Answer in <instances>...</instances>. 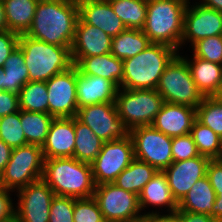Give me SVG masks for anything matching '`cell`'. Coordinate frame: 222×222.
Segmentation results:
<instances>
[{
	"mask_svg": "<svg viewBox=\"0 0 222 222\" xmlns=\"http://www.w3.org/2000/svg\"><path fill=\"white\" fill-rule=\"evenodd\" d=\"M171 152L173 162L192 159L200 155L190 133L182 136L172 137Z\"/></svg>",
	"mask_w": 222,
	"mask_h": 222,
	"instance_id": "ab89813d",
	"label": "cell"
},
{
	"mask_svg": "<svg viewBox=\"0 0 222 222\" xmlns=\"http://www.w3.org/2000/svg\"><path fill=\"white\" fill-rule=\"evenodd\" d=\"M20 110L48 114V90L44 81H28L19 92Z\"/></svg>",
	"mask_w": 222,
	"mask_h": 222,
	"instance_id": "d6a6232c",
	"label": "cell"
},
{
	"mask_svg": "<svg viewBox=\"0 0 222 222\" xmlns=\"http://www.w3.org/2000/svg\"><path fill=\"white\" fill-rule=\"evenodd\" d=\"M134 144V157L164 171L173 163L172 137L158 131L152 125L138 126L129 134Z\"/></svg>",
	"mask_w": 222,
	"mask_h": 222,
	"instance_id": "30bf717a",
	"label": "cell"
},
{
	"mask_svg": "<svg viewBox=\"0 0 222 222\" xmlns=\"http://www.w3.org/2000/svg\"><path fill=\"white\" fill-rule=\"evenodd\" d=\"M8 30L26 34L31 27L39 0H2Z\"/></svg>",
	"mask_w": 222,
	"mask_h": 222,
	"instance_id": "484cf974",
	"label": "cell"
},
{
	"mask_svg": "<svg viewBox=\"0 0 222 222\" xmlns=\"http://www.w3.org/2000/svg\"><path fill=\"white\" fill-rule=\"evenodd\" d=\"M53 120L54 117L47 113L20 110V122L27 144H35L42 147Z\"/></svg>",
	"mask_w": 222,
	"mask_h": 222,
	"instance_id": "f546056e",
	"label": "cell"
},
{
	"mask_svg": "<svg viewBox=\"0 0 222 222\" xmlns=\"http://www.w3.org/2000/svg\"><path fill=\"white\" fill-rule=\"evenodd\" d=\"M179 52L165 44L152 43L138 55L123 60L124 89H156L167 65Z\"/></svg>",
	"mask_w": 222,
	"mask_h": 222,
	"instance_id": "3957f363",
	"label": "cell"
},
{
	"mask_svg": "<svg viewBox=\"0 0 222 222\" xmlns=\"http://www.w3.org/2000/svg\"><path fill=\"white\" fill-rule=\"evenodd\" d=\"M118 87L108 79L82 74L76 67L78 109L93 104L115 103Z\"/></svg>",
	"mask_w": 222,
	"mask_h": 222,
	"instance_id": "ffe728a7",
	"label": "cell"
},
{
	"mask_svg": "<svg viewBox=\"0 0 222 222\" xmlns=\"http://www.w3.org/2000/svg\"><path fill=\"white\" fill-rule=\"evenodd\" d=\"M76 118L103 142L123 139L130 134V130L118 115L116 103L83 106L78 109Z\"/></svg>",
	"mask_w": 222,
	"mask_h": 222,
	"instance_id": "7c38bea8",
	"label": "cell"
},
{
	"mask_svg": "<svg viewBox=\"0 0 222 222\" xmlns=\"http://www.w3.org/2000/svg\"><path fill=\"white\" fill-rule=\"evenodd\" d=\"M206 176L215 193H222V162L210 159L207 165Z\"/></svg>",
	"mask_w": 222,
	"mask_h": 222,
	"instance_id": "ee69618b",
	"label": "cell"
},
{
	"mask_svg": "<svg viewBox=\"0 0 222 222\" xmlns=\"http://www.w3.org/2000/svg\"><path fill=\"white\" fill-rule=\"evenodd\" d=\"M41 179L57 196L90 198L95 191L91 164L73 157L44 159Z\"/></svg>",
	"mask_w": 222,
	"mask_h": 222,
	"instance_id": "7a4b0ae2",
	"label": "cell"
},
{
	"mask_svg": "<svg viewBox=\"0 0 222 222\" xmlns=\"http://www.w3.org/2000/svg\"><path fill=\"white\" fill-rule=\"evenodd\" d=\"M43 167L41 146L27 144L13 148L10 160L0 175V185L15 192L41 180Z\"/></svg>",
	"mask_w": 222,
	"mask_h": 222,
	"instance_id": "ba28073f",
	"label": "cell"
},
{
	"mask_svg": "<svg viewBox=\"0 0 222 222\" xmlns=\"http://www.w3.org/2000/svg\"><path fill=\"white\" fill-rule=\"evenodd\" d=\"M134 159V144L130 135L123 139L104 142L98 156L91 163L95 186L113 183Z\"/></svg>",
	"mask_w": 222,
	"mask_h": 222,
	"instance_id": "8fae6325",
	"label": "cell"
},
{
	"mask_svg": "<svg viewBox=\"0 0 222 222\" xmlns=\"http://www.w3.org/2000/svg\"><path fill=\"white\" fill-rule=\"evenodd\" d=\"M196 119L222 136V102L216 97H205L196 108Z\"/></svg>",
	"mask_w": 222,
	"mask_h": 222,
	"instance_id": "e575fe53",
	"label": "cell"
},
{
	"mask_svg": "<svg viewBox=\"0 0 222 222\" xmlns=\"http://www.w3.org/2000/svg\"><path fill=\"white\" fill-rule=\"evenodd\" d=\"M151 44L143 30L126 28L112 38L110 53L118 59L126 60L138 55Z\"/></svg>",
	"mask_w": 222,
	"mask_h": 222,
	"instance_id": "4316f807",
	"label": "cell"
},
{
	"mask_svg": "<svg viewBox=\"0 0 222 222\" xmlns=\"http://www.w3.org/2000/svg\"><path fill=\"white\" fill-rule=\"evenodd\" d=\"M74 130L76 142L73 158L91 164L101 151L104 142L76 117H74Z\"/></svg>",
	"mask_w": 222,
	"mask_h": 222,
	"instance_id": "f1b7e54d",
	"label": "cell"
},
{
	"mask_svg": "<svg viewBox=\"0 0 222 222\" xmlns=\"http://www.w3.org/2000/svg\"><path fill=\"white\" fill-rule=\"evenodd\" d=\"M138 197L141 211L149 206H158L159 208H164L163 206H165L168 214H174L178 210V203L172 196L166 175L163 171L155 173Z\"/></svg>",
	"mask_w": 222,
	"mask_h": 222,
	"instance_id": "7402d4cb",
	"label": "cell"
},
{
	"mask_svg": "<svg viewBox=\"0 0 222 222\" xmlns=\"http://www.w3.org/2000/svg\"><path fill=\"white\" fill-rule=\"evenodd\" d=\"M214 97H216L220 102H222V84L220 85V88Z\"/></svg>",
	"mask_w": 222,
	"mask_h": 222,
	"instance_id": "11a10c76",
	"label": "cell"
},
{
	"mask_svg": "<svg viewBox=\"0 0 222 222\" xmlns=\"http://www.w3.org/2000/svg\"><path fill=\"white\" fill-rule=\"evenodd\" d=\"M188 2L189 0H147L146 22L142 30L151 43L165 44L179 52Z\"/></svg>",
	"mask_w": 222,
	"mask_h": 222,
	"instance_id": "277c9868",
	"label": "cell"
},
{
	"mask_svg": "<svg viewBox=\"0 0 222 222\" xmlns=\"http://www.w3.org/2000/svg\"><path fill=\"white\" fill-rule=\"evenodd\" d=\"M193 57V58H192ZM183 57L192 74V78L204 97L215 96L222 84V65L195 57Z\"/></svg>",
	"mask_w": 222,
	"mask_h": 222,
	"instance_id": "603a6c76",
	"label": "cell"
},
{
	"mask_svg": "<svg viewBox=\"0 0 222 222\" xmlns=\"http://www.w3.org/2000/svg\"><path fill=\"white\" fill-rule=\"evenodd\" d=\"M212 217L217 222H222V193H216V199L212 207Z\"/></svg>",
	"mask_w": 222,
	"mask_h": 222,
	"instance_id": "7dc6e473",
	"label": "cell"
},
{
	"mask_svg": "<svg viewBox=\"0 0 222 222\" xmlns=\"http://www.w3.org/2000/svg\"><path fill=\"white\" fill-rule=\"evenodd\" d=\"M115 103L119 117L131 130L151 125L161 110L164 99L156 89L118 88Z\"/></svg>",
	"mask_w": 222,
	"mask_h": 222,
	"instance_id": "52a82bcc",
	"label": "cell"
},
{
	"mask_svg": "<svg viewBox=\"0 0 222 222\" xmlns=\"http://www.w3.org/2000/svg\"><path fill=\"white\" fill-rule=\"evenodd\" d=\"M11 190H7L0 185V222L15 221V206L11 198Z\"/></svg>",
	"mask_w": 222,
	"mask_h": 222,
	"instance_id": "b9f144b4",
	"label": "cell"
},
{
	"mask_svg": "<svg viewBox=\"0 0 222 222\" xmlns=\"http://www.w3.org/2000/svg\"><path fill=\"white\" fill-rule=\"evenodd\" d=\"M129 222H156V215H142L136 219Z\"/></svg>",
	"mask_w": 222,
	"mask_h": 222,
	"instance_id": "816d5d0a",
	"label": "cell"
},
{
	"mask_svg": "<svg viewBox=\"0 0 222 222\" xmlns=\"http://www.w3.org/2000/svg\"><path fill=\"white\" fill-rule=\"evenodd\" d=\"M13 148L0 139V175L8 164Z\"/></svg>",
	"mask_w": 222,
	"mask_h": 222,
	"instance_id": "bcb514c9",
	"label": "cell"
},
{
	"mask_svg": "<svg viewBox=\"0 0 222 222\" xmlns=\"http://www.w3.org/2000/svg\"><path fill=\"white\" fill-rule=\"evenodd\" d=\"M196 120V108L164 102L152 126L169 137L189 134Z\"/></svg>",
	"mask_w": 222,
	"mask_h": 222,
	"instance_id": "ac0fdd59",
	"label": "cell"
},
{
	"mask_svg": "<svg viewBox=\"0 0 222 222\" xmlns=\"http://www.w3.org/2000/svg\"><path fill=\"white\" fill-rule=\"evenodd\" d=\"M181 222H217L207 214L193 213L189 211H176L174 213Z\"/></svg>",
	"mask_w": 222,
	"mask_h": 222,
	"instance_id": "f6af8a7d",
	"label": "cell"
},
{
	"mask_svg": "<svg viewBox=\"0 0 222 222\" xmlns=\"http://www.w3.org/2000/svg\"><path fill=\"white\" fill-rule=\"evenodd\" d=\"M214 159L217 160V161L222 162V136H221V139H220V145H219L218 154H217V156Z\"/></svg>",
	"mask_w": 222,
	"mask_h": 222,
	"instance_id": "db71d44e",
	"label": "cell"
},
{
	"mask_svg": "<svg viewBox=\"0 0 222 222\" xmlns=\"http://www.w3.org/2000/svg\"><path fill=\"white\" fill-rule=\"evenodd\" d=\"M156 90L164 102L197 108L205 98L196 86L190 68L179 53L167 65Z\"/></svg>",
	"mask_w": 222,
	"mask_h": 222,
	"instance_id": "8992f818",
	"label": "cell"
},
{
	"mask_svg": "<svg viewBox=\"0 0 222 222\" xmlns=\"http://www.w3.org/2000/svg\"><path fill=\"white\" fill-rule=\"evenodd\" d=\"M79 18L103 30L112 38L126 29L108 0H77Z\"/></svg>",
	"mask_w": 222,
	"mask_h": 222,
	"instance_id": "d6986e66",
	"label": "cell"
},
{
	"mask_svg": "<svg viewBox=\"0 0 222 222\" xmlns=\"http://www.w3.org/2000/svg\"><path fill=\"white\" fill-rule=\"evenodd\" d=\"M216 193L207 176L197 180L188 193L178 203L177 211L207 214L212 217V207Z\"/></svg>",
	"mask_w": 222,
	"mask_h": 222,
	"instance_id": "d4e9b609",
	"label": "cell"
},
{
	"mask_svg": "<svg viewBox=\"0 0 222 222\" xmlns=\"http://www.w3.org/2000/svg\"><path fill=\"white\" fill-rule=\"evenodd\" d=\"M191 48L195 57L222 65L221 35L200 39Z\"/></svg>",
	"mask_w": 222,
	"mask_h": 222,
	"instance_id": "8d00e7d4",
	"label": "cell"
},
{
	"mask_svg": "<svg viewBox=\"0 0 222 222\" xmlns=\"http://www.w3.org/2000/svg\"><path fill=\"white\" fill-rule=\"evenodd\" d=\"M25 65L29 70V81H48L54 75L73 66L71 47L57 46L19 35Z\"/></svg>",
	"mask_w": 222,
	"mask_h": 222,
	"instance_id": "5b68a950",
	"label": "cell"
},
{
	"mask_svg": "<svg viewBox=\"0 0 222 222\" xmlns=\"http://www.w3.org/2000/svg\"><path fill=\"white\" fill-rule=\"evenodd\" d=\"M156 222H181V220L175 214H158Z\"/></svg>",
	"mask_w": 222,
	"mask_h": 222,
	"instance_id": "681fc988",
	"label": "cell"
},
{
	"mask_svg": "<svg viewBox=\"0 0 222 222\" xmlns=\"http://www.w3.org/2000/svg\"><path fill=\"white\" fill-rule=\"evenodd\" d=\"M0 139L11 148L27 145L18 112L0 117Z\"/></svg>",
	"mask_w": 222,
	"mask_h": 222,
	"instance_id": "d590c367",
	"label": "cell"
},
{
	"mask_svg": "<svg viewBox=\"0 0 222 222\" xmlns=\"http://www.w3.org/2000/svg\"><path fill=\"white\" fill-rule=\"evenodd\" d=\"M114 13L121 19L126 28L140 29L145 26L147 0H108Z\"/></svg>",
	"mask_w": 222,
	"mask_h": 222,
	"instance_id": "1f68e13d",
	"label": "cell"
},
{
	"mask_svg": "<svg viewBox=\"0 0 222 222\" xmlns=\"http://www.w3.org/2000/svg\"><path fill=\"white\" fill-rule=\"evenodd\" d=\"M157 170L148 163L134 159L113 182L119 188L139 196L144 186L152 179Z\"/></svg>",
	"mask_w": 222,
	"mask_h": 222,
	"instance_id": "83f0119b",
	"label": "cell"
},
{
	"mask_svg": "<svg viewBox=\"0 0 222 222\" xmlns=\"http://www.w3.org/2000/svg\"><path fill=\"white\" fill-rule=\"evenodd\" d=\"M4 91L19 94L20 89L29 81V70L25 65L24 55L19 46L5 61Z\"/></svg>",
	"mask_w": 222,
	"mask_h": 222,
	"instance_id": "4dcf8cb0",
	"label": "cell"
},
{
	"mask_svg": "<svg viewBox=\"0 0 222 222\" xmlns=\"http://www.w3.org/2000/svg\"><path fill=\"white\" fill-rule=\"evenodd\" d=\"M18 43V34L9 30L0 32V67L4 66L5 61L18 46Z\"/></svg>",
	"mask_w": 222,
	"mask_h": 222,
	"instance_id": "60d3db41",
	"label": "cell"
},
{
	"mask_svg": "<svg viewBox=\"0 0 222 222\" xmlns=\"http://www.w3.org/2000/svg\"><path fill=\"white\" fill-rule=\"evenodd\" d=\"M75 66L82 74L103 77L121 88L123 60L111 53L81 58Z\"/></svg>",
	"mask_w": 222,
	"mask_h": 222,
	"instance_id": "cb8c5ba5",
	"label": "cell"
},
{
	"mask_svg": "<svg viewBox=\"0 0 222 222\" xmlns=\"http://www.w3.org/2000/svg\"><path fill=\"white\" fill-rule=\"evenodd\" d=\"M75 198L55 195L50 206L49 222H74Z\"/></svg>",
	"mask_w": 222,
	"mask_h": 222,
	"instance_id": "f35d334b",
	"label": "cell"
},
{
	"mask_svg": "<svg viewBox=\"0 0 222 222\" xmlns=\"http://www.w3.org/2000/svg\"><path fill=\"white\" fill-rule=\"evenodd\" d=\"M209 161V157L199 155L192 159L173 162L163 171L177 203L182 200L197 180L206 176Z\"/></svg>",
	"mask_w": 222,
	"mask_h": 222,
	"instance_id": "2e32d148",
	"label": "cell"
},
{
	"mask_svg": "<svg viewBox=\"0 0 222 222\" xmlns=\"http://www.w3.org/2000/svg\"><path fill=\"white\" fill-rule=\"evenodd\" d=\"M112 37L98 27L84 23L80 18L76 23L71 46L73 65L81 58L100 56L111 52Z\"/></svg>",
	"mask_w": 222,
	"mask_h": 222,
	"instance_id": "e0dca14e",
	"label": "cell"
},
{
	"mask_svg": "<svg viewBox=\"0 0 222 222\" xmlns=\"http://www.w3.org/2000/svg\"><path fill=\"white\" fill-rule=\"evenodd\" d=\"M201 5L222 12V0H201Z\"/></svg>",
	"mask_w": 222,
	"mask_h": 222,
	"instance_id": "c3c4849f",
	"label": "cell"
},
{
	"mask_svg": "<svg viewBox=\"0 0 222 222\" xmlns=\"http://www.w3.org/2000/svg\"><path fill=\"white\" fill-rule=\"evenodd\" d=\"M198 153L214 159L219 151L221 137L209 127L201 124L197 119L194 121L190 132Z\"/></svg>",
	"mask_w": 222,
	"mask_h": 222,
	"instance_id": "836d02e7",
	"label": "cell"
},
{
	"mask_svg": "<svg viewBox=\"0 0 222 222\" xmlns=\"http://www.w3.org/2000/svg\"><path fill=\"white\" fill-rule=\"evenodd\" d=\"M93 198L96 200L105 222H129L142 215L161 214L141 212L138 195L119 188L114 183H104L95 186Z\"/></svg>",
	"mask_w": 222,
	"mask_h": 222,
	"instance_id": "9c48e42d",
	"label": "cell"
},
{
	"mask_svg": "<svg viewBox=\"0 0 222 222\" xmlns=\"http://www.w3.org/2000/svg\"><path fill=\"white\" fill-rule=\"evenodd\" d=\"M17 192L15 222H49L51 202L55 196L52 189L41 179Z\"/></svg>",
	"mask_w": 222,
	"mask_h": 222,
	"instance_id": "4fadbf2b",
	"label": "cell"
},
{
	"mask_svg": "<svg viewBox=\"0 0 222 222\" xmlns=\"http://www.w3.org/2000/svg\"><path fill=\"white\" fill-rule=\"evenodd\" d=\"M75 142L74 117L54 118L42 145L44 159L73 157Z\"/></svg>",
	"mask_w": 222,
	"mask_h": 222,
	"instance_id": "44dd1931",
	"label": "cell"
},
{
	"mask_svg": "<svg viewBox=\"0 0 222 222\" xmlns=\"http://www.w3.org/2000/svg\"><path fill=\"white\" fill-rule=\"evenodd\" d=\"M4 76H5L4 68L0 67V90L3 91H4Z\"/></svg>",
	"mask_w": 222,
	"mask_h": 222,
	"instance_id": "f5cc1de1",
	"label": "cell"
},
{
	"mask_svg": "<svg viewBox=\"0 0 222 222\" xmlns=\"http://www.w3.org/2000/svg\"><path fill=\"white\" fill-rule=\"evenodd\" d=\"M74 222H105L102 212L93 197L76 199L73 212Z\"/></svg>",
	"mask_w": 222,
	"mask_h": 222,
	"instance_id": "74e56055",
	"label": "cell"
},
{
	"mask_svg": "<svg viewBox=\"0 0 222 222\" xmlns=\"http://www.w3.org/2000/svg\"><path fill=\"white\" fill-rule=\"evenodd\" d=\"M191 6V7H190ZM222 35V12L188 2L184 12L183 36L180 48L190 43L191 46L200 39Z\"/></svg>",
	"mask_w": 222,
	"mask_h": 222,
	"instance_id": "9a60e30c",
	"label": "cell"
},
{
	"mask_svg": "<svg viewBox=\"0 0 222 222\" xmlns=\"http://www.w3.org/2000/svg\"><path fill=\"white\" fill-rule=\"evenodd\" d=\"M78 18L77 0H39L25 35L49 44L71 47Z\"/></svg>",
	"mask_w": 222,
	"mask_h": 222,
	"instance_id": "6da1fadb",
	"label": "cell"
},
{
	"mask_svg": "<svg viewBox=\"0 0 222 222\" xmlns=\"http://www.w3.org/2000/svg\"><path fill=\"white\" fill-rule=\"evenodd\" d=\"M48 90V114L54 118L76 117V66L54 75L46 81Z\"/></svg>",
	"mask_w": 222,
	"mask_h": 222,
	"instance_id": "5bb4252c",
	"label": "cell"
},
{
	"mask_svg": "<svg viewBox=\"0 0 222 222\" xmlns=\"http://www.w3.org/2000/svg\"><path fill=\"white\" fill-rule=\"evenodd\" d=\"M8 30L3 1L0 0V32Z\"/></svg>",
	"mask_w": 222,
	"mask_h": 222,
	"instance_id": "f907efd6",
	"label": "cell"
},
{
	"mask_svg": "<svg viewBox=\"0 0 222 222\" xmlns=\"http://www.w3.org/2000/svg\"><path fill=\"white\" fill-rule=\"evenodd\" d=\"M19 110V95L0 90V117L18 112Z\"/></svg>",
	"mask_w": 222,
	"mask_h": 222,
	"instance_id": "7bdbcfd3",
	"label": "cell"
}]
</instances>
